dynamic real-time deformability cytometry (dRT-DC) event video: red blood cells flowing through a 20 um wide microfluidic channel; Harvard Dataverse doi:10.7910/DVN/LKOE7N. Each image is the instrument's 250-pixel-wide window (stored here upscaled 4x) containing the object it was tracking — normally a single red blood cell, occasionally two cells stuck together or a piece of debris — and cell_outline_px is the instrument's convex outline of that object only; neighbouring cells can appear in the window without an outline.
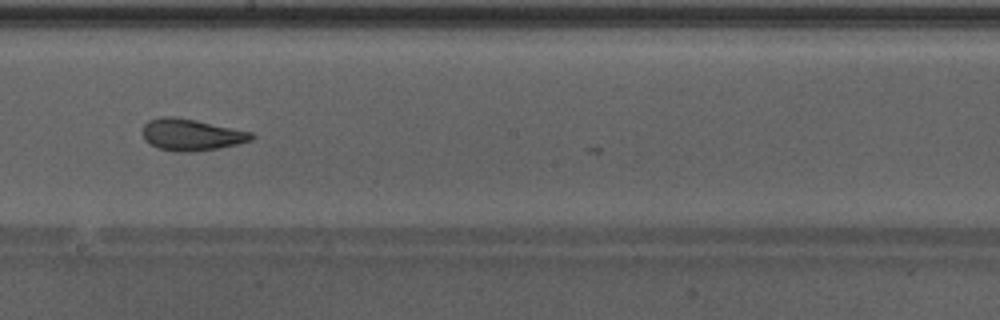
{"species": "Egyptian fruit bat (a non-hibernating species)", "species_latin": "Rousettus aegyptiacus", "temperature_condition": "warm", "stored_images_in_passage": 28, "camera_frame_rate_fps": 3000, "um_per_image_px": 0.085, "animal": {"sex": "male"}, "frame": {"image": 1, "passage_image": 27, "time_ms": 8.667, "image_size_px": [1000, 320], "cell_outline_px": [[256, 136], [252, 140], [236, 144], [216, 148], [188, 152], [176, 152], [160, 148], [144, 140], [144, 124], [148, 120], [164, 116], [176, 116], [196, 120], [252, 132]], "centroid_in_image_um": [16.27, 11.44], "position_along_channel_um": 231.9, "area_um2": 19.88}}